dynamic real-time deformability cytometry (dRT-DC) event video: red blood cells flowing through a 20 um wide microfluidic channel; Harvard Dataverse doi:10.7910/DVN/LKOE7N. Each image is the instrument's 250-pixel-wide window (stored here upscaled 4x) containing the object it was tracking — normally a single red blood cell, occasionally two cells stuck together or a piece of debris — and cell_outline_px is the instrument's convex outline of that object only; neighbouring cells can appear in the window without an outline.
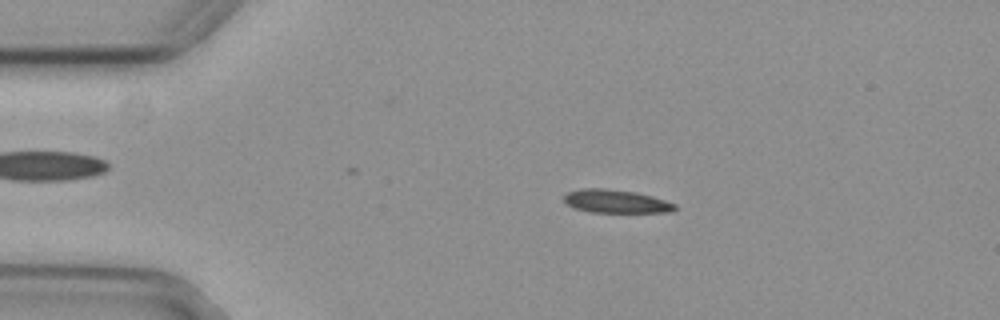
{"species": "common noctule bat (a hibernating species)", "species_latin": "Nyctalus noctula", "temperature_condition": "cold", "stored_images_in_passage": 44, "camera_frame_rate_fps": 3000, "um_per_image_px": 0.085, "animal": {"sex": "female", "body_mass_g": 29.2, "forearm_length_mm": 56.3}, "frame": {"image": 1, "passage_image": 10, "time_ms": 3.0, "image_size_px": [1000, 320], "cell_outline_px": [[676, 208], [672, 212], [592, 212], [572, 208], [564, 200], [564, 196], [568, 192], [580, 188], [604, 188], [636, 192], [652, 196], [676, 204]], "centroid_in_image_um": [52.34, 17.11], "position_along_channel_um": 32.7, "area_um2": 15.03}}
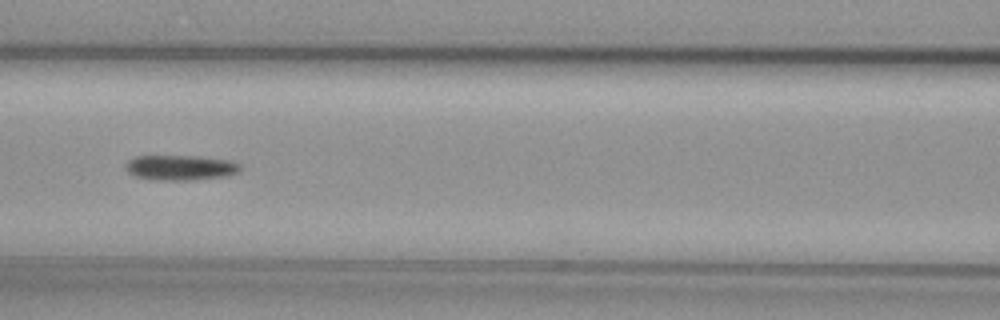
{"frame": {"image": 2, "passage_image": 23, "time_ms": 7.333, "image_size_px": [1000, 320], "cell_outline_px": [[240, 172], [228, 176], [192, 180], [148, 180], [136, 176], [128, 172], [124, 168], [124, 164], [128, 160], [136, 156], [200, 156], [232, 160], [240, 164]], "centroid_in_image_um": [15.34, 14.25], "position_along_channel_um": 151.3, "area_um2": 17.17}}
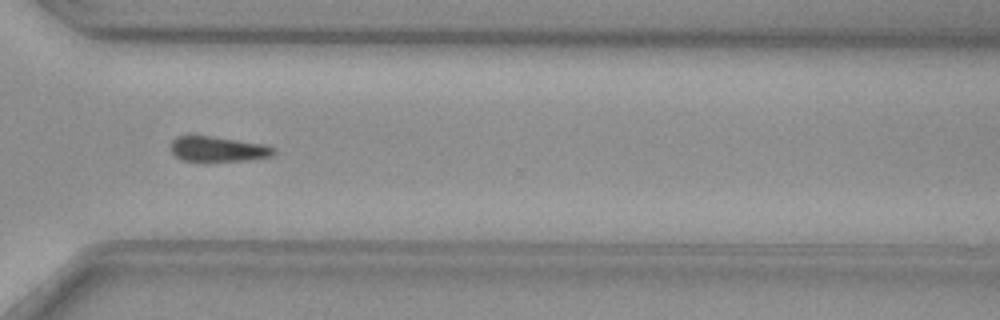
{"frame": {"image": 3, "passage_image": 39, "time_ms": 12.667, "image_size_px": [1000, 320], "cell_outline_px": [[276, 152], [272, 156], [248, 160], [204, 164], [180, 160], [172, 152], [172, 140], [176, 136], [212, 136], [268, 144], [276, 148]], "centroid_in_image_um": [18.56, 12.72], "position_along_channel_um": 352.0, "area_um2": 16.01}, "authors_computed_cell_mechanics": {"area_um2": 15.9817, "velocity_mm_per_s": 3.7787, "shape_relaxation_time_tau1_ms": 4.4742, "shape_relaxation_time_tau2_ms": null, "deformation_change_tau1": 0.125, "deformation_change_tau2": null}}